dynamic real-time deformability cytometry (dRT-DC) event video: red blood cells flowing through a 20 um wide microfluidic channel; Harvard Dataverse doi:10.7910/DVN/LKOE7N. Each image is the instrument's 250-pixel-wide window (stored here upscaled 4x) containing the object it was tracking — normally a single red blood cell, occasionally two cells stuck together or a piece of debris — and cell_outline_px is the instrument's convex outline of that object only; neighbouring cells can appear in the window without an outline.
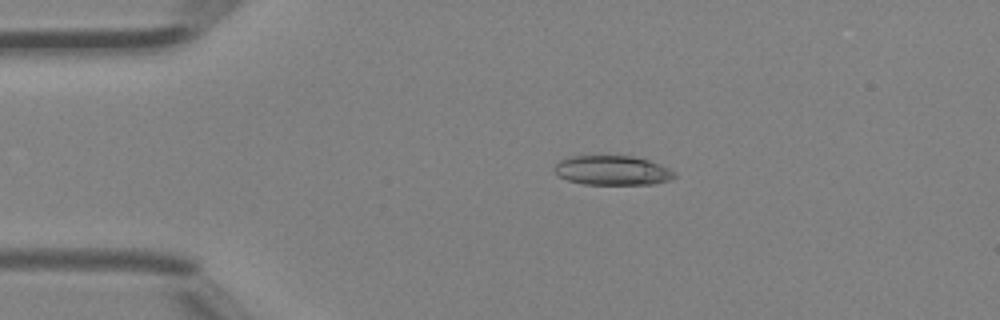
{"species": "Egyptian fruit bat (a non-hibernating species)", "species_latin": "Rousettus aegyptiacus", "temperature_condition": "room temperature", "stored_images_in_passage": 44, "camera_frame_rate_fps": 3000, "um_per_image_px": 0.085, "animal": {"sex": "female"}, "frame": {"image": 1, "passage_image": 8, "time_ms": 2.333, "image_size_px": [1000, 320], "cell_outline_px": [[676, 176], [668, 180], [652, 184], [584, 184], [568, 180], [560, 176], [552, 168], [560, 160], [568, 156], [632, 156], [648, 160], [668, 168], [676, 172]], "centroid_in_image_um": [52.03, 14.48], "position_along_channel_um": 33.0, "area_um2": 20.46}}
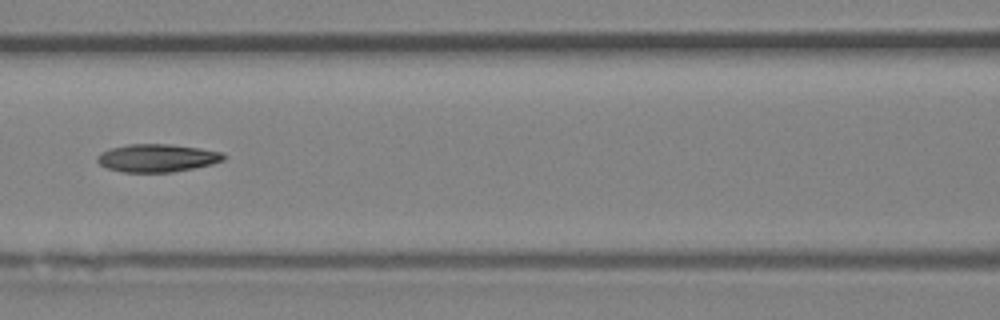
{"frame": {"image": 2, "passage_image": 19, "time_ms": 6.0, "image_size_px": [1000, 320], "cell_outline_px": [[224, 160], [212, 164], [172, 172], [124, 172], [108, 168], [100, 164], [96, 160], [96, 156], [100, 152], [112, 148], [128, 144], [168, 144], [196, 148], [220, 152], [224, 156]], "centroid_in_image_um": [13.3, 13.43], "position_along_channel_um": 153.3, "area_um2": 20.23}}
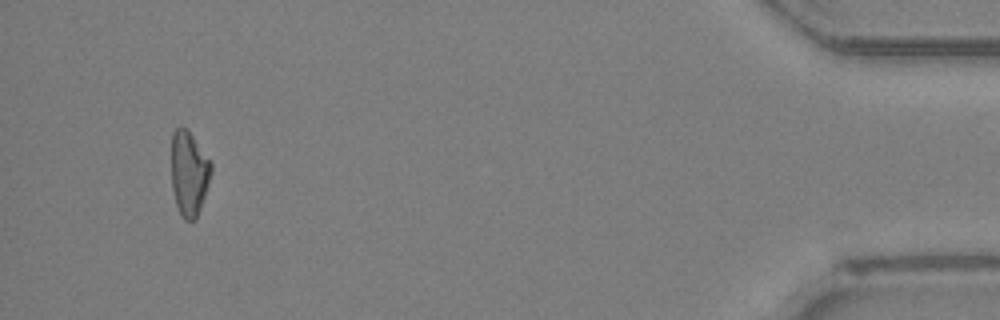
{"frame": {"image": 3, "passage_image": 42, "time_ms": 13.667, "image_size_px": [1000, 320], "cell_outline_px": [[212, 172], [196, 220], [184, 220], [180, 216], [176, 204], [172, 188], [172, 132], [180, 124], [188, 128], [212, 164]], "centroid_in_image_um": [16.06, 14.7], "position_along_channel_um": 419.1, "area_um2": 19.77}, "authors_computed_cell_mechanics": {"area_um2": 20.4612, "velocity_mm_per_s": 4.4923, "shape_relaxation_time_tau1_ms": 6.2692, "shape_relaxation_time_tau2_ms": null, "deformation_change_tau1": 0.2044, "deformation_change_tau2": null}}